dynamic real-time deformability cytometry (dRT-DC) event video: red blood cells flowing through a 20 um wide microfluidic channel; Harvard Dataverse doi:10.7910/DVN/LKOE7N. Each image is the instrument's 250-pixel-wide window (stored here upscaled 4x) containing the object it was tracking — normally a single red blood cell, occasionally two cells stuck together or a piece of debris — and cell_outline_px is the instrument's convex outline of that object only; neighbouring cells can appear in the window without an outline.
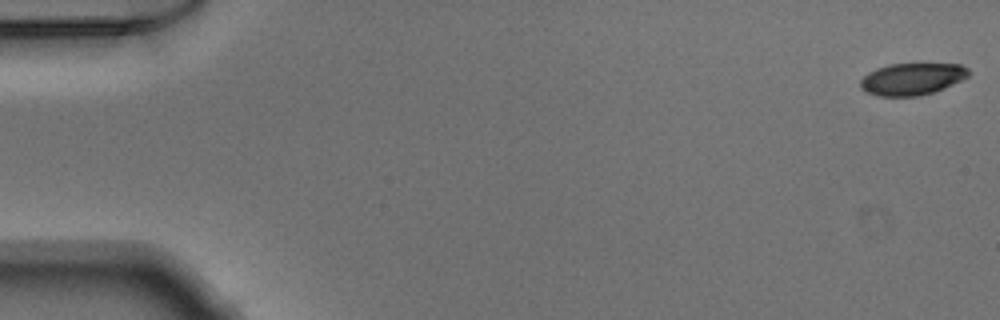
{"species": "Egyptian fruit bat (a non-hibernating species)", "species_latin": "Rousettus aegyptiacus", "temperature_condition": "warm", "stored_images_in_passage": 51, "camera_frame_rate_fps": 3000, "um_per_image_px": 0.085, "animal": {"sex": "male"}, "frame": {"image": 1, "passage_image": 1, "time_ms": 0.0, "image_size_px": [1000, 320], "cell_outline_px": [[968, 76], [944, 88], [932, 92], [916, 96], [880, 96], [868, 92], [860, 88], [860, 80], [868, 72], [876, 68], [888, 64], [960, 64], [968, 68]], "centroid_in_image_um": [77.49, 6.7], "position_along_channel_um": 7.5, "area_um2": 19.94}}
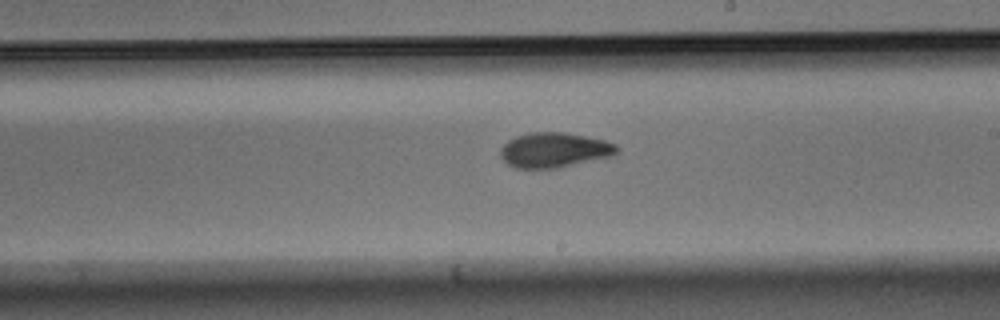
{"frame": {"image": 2, "passage_image": 30, "time_ms": 9.667, "image_size_px": [1000, 320], "cell_outline_px": [[620, 148], [612, 156], [556, 168], [516, 168], [508, 164], [500, 156], [500, 148], [508, 140], [516, 136], [528, 132], [564, 132], [604, 140], [616, 144]], "centroid_in_image_um": [47.09, 12.74], "position_along_channel_um": 241.9, "area_um2": 23.64}}
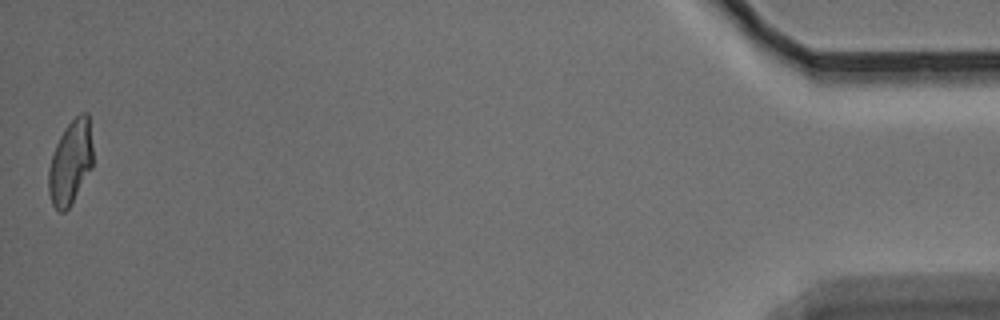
{"frame": {"image": 3, "passage_image": 51, "time_ms": 16.667, "image_size_px": [1000, 320], "cell_outline_px": [[92, 168], [68, 208], [64, 212], [60, 212], [52, 204], [48, 192], [48, 168], [56, 144], [64, 128], [80, 112], [88, 112], [92, 144]], "centroid_in_image_um": [5.98, 13.79], "position_along_channel_um": 429.2, "area_um2": 21.62}}